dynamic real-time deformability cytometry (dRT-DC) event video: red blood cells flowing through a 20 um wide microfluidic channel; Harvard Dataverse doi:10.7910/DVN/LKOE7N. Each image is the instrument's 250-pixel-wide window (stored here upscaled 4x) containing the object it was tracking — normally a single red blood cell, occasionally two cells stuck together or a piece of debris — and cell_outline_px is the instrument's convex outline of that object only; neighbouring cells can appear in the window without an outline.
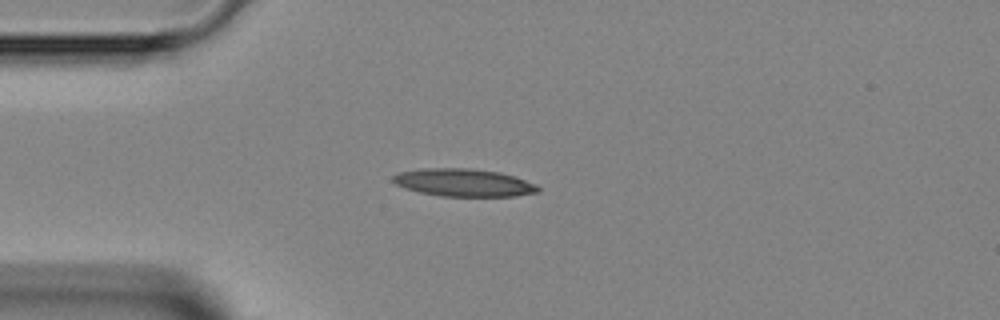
{"species": "Egyptian fruit bat (a non-hibernating species)", "species_latin": "Rousettus aegyptiacus", "temperature_condition": "room temperature", "stored_images_in_passage": 2, "camera_frame_rate_fps": 3000, "um_per_image_px": 0.085, "animal": {"sex": "female"}, "frame": {"image": 1, "passage_image": 1, "time_ms": 0.0, "image_size_px": [1000, 320], "cell_outline_px": [[540, 192], [516, 196], [440, 196], [420, 192], [404, 188], [396, 184], [392, 180], [392, 176], [400, 172], [420, 168], [468, 168], [500, 172], [536, 184], [540, 188]], "centroid_in_image_um": [39.4, 15.52], "position_along_channel_um": 45.6, "area_um2": 23.41}}